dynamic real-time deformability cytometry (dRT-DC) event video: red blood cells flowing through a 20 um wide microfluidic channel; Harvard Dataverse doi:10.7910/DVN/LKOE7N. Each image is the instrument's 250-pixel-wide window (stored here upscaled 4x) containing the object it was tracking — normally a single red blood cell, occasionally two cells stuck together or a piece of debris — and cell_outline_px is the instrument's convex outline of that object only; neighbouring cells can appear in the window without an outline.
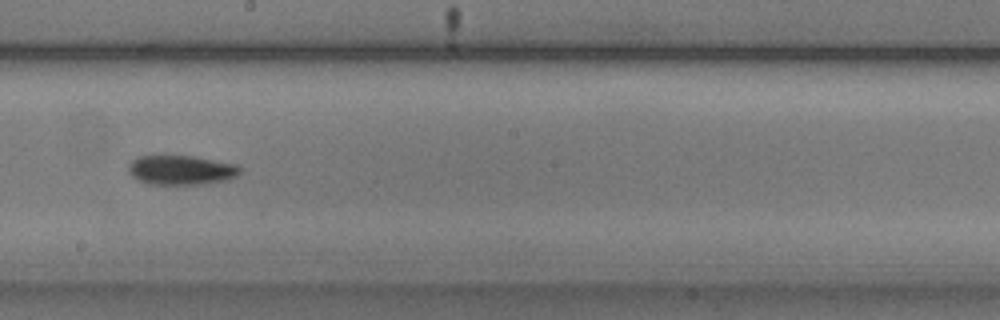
{"species": "common noctule bat (a hibernating species)", "species_latin": "Nyctalus noctula", "temperature_condition": "cold", "stored_images_in_passage": 10, "camera_frame_rate_fps": 3000, "um_per_image_px": 0.085, "animal": {"sex": "male", "body_mass_g": 20.5, "forearm_length_mm": 52.5}, "frame": {"image": 1, "passage_image": 9, "time_ms": 9.0, "image_size_px": [1000, 320], "cell_outline_px": [[244, 168], [236, 176], [228, 180], [204, 184], [148, 184], [132, 176], [128, 172], [128, 164], [132, 160], [140, 156], [192, 156], [236, 164]], "centroid_in_image_um": [15.42, 14.46], "position_along_channel_um": 232.8, "area_um2": 19.19}}